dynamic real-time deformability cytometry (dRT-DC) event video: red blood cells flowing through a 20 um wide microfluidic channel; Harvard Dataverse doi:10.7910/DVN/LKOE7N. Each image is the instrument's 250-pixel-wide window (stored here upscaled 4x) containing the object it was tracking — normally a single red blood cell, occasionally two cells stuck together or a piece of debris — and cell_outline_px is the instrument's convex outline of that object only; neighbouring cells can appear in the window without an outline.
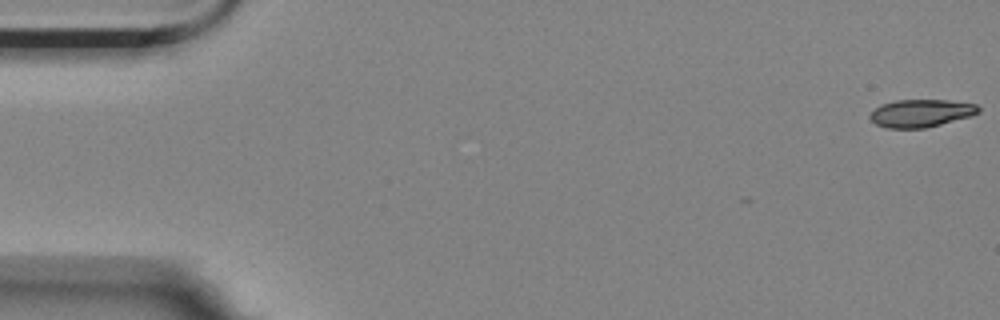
{"species": "Egyptian fruit bat (a non-hibernating species)", "species_latin": "Rousettus aegyptiacus", "temperature_condition": "room temperature", "stored_images_in_passage": 48, "camera_frame_rate_fps": 3000, "um_per_image_px": 0.085, "animal": {"sex": "female"}, "frame": {"image": 1, "passage_image": 1, "time_ms": 0.0, "image_size_px": [1000, 320], "cell_outline_px": [[980, 112], [972, 116], [924, 128], [888, 128], [876, 124], [868, 116], [880, 104], [896, 100], [948, 100], [976, 104], [980, 108]], "centroid_in_image_um": [78.3, 9.61], "position_along_channel_um": 6.7, "area_um2": 17.46}}
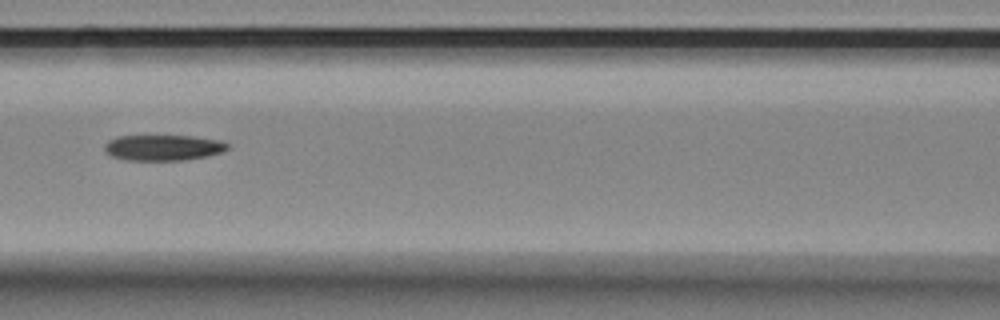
{"frame": {"image": 2, "passage_image": 25, "time_ms": 8.0, "image_size_px": [1000, 320], "cell_outline_px": [[228, 148], [220, 152], [208, 156], [184, 160], [124, 160], [112, 156], [104, 148], [104, 144], [108, 140], [116, 136], [192, 136], [220, 140], [228, 144]], "centroid_in_image_um": [13.85, 12.55], "position_along_channel_um": 152.8, "area_um2": 18.38}}
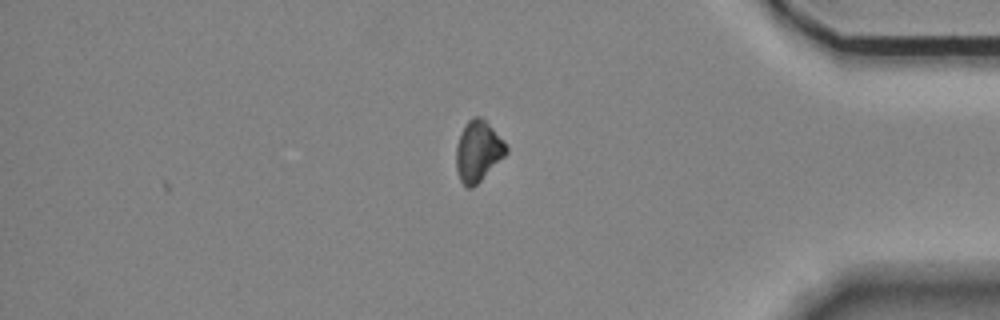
{"frame": {"image": 3, "passage_image": 48, "time_ms": 15.667, "image_size_px": [1000, 320], "cell_outline_px": [[508, 152], [472, 188], [468, 188], [460, 180], [456, 168], [456, 144], [464, 124], [472, 116], [480, 116], [504, 140], [508, 148]], "centroid_in_image_um": [40.62, 12.82], "position_along_channel_um": 394.6, "area_um2": 17.57}, "authors_computed_cell_mechanics": {"area_um2": 18.5827, "velocity_mm_per_s": 3.5145, "shape_relaxation_time_tau1_ms": 10.8587, "shape_relaxation_time_tau2_ms": null, "deformation_change_tau1": 0.1752, "deformation_change_tau2": null}}